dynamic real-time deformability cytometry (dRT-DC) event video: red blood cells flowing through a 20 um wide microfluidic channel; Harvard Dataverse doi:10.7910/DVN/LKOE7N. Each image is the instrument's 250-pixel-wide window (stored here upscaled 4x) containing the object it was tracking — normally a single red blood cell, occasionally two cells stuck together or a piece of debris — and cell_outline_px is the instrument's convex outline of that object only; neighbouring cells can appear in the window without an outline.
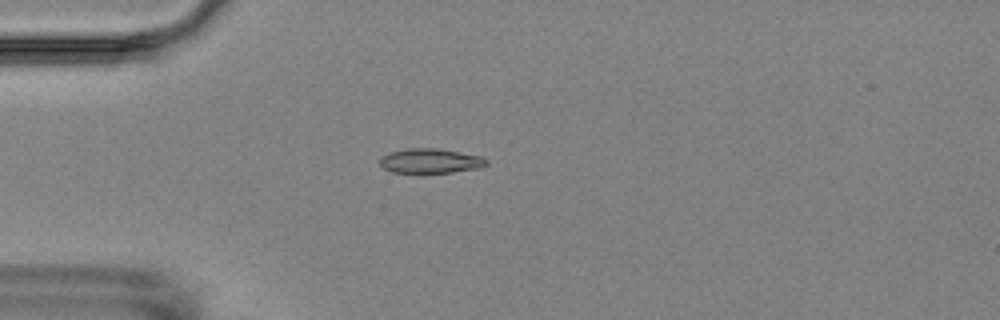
{"species": "Egyptian fruit bat (a non-hibernating species)", "species_latin": "Rousettus aegyptiacus", "temperature_condition": "room temperature", "stored_images_in_passage": 3, "camera_frame_rate_fps": 3000, "um_per_image_px": 0.085, "animal": {"sex": "female"}, "frame": {"image": 1, "passage_image": 3, "time_ms": 2.0, "image_size_px": [1000, 320], "cell_outline_px": [[488, 164], [480, 168], [452, 172], [392, 172], [384, 168], [380, 164], [380, 156], [388, 152], [408, 148], [436, 148], [480, 156], [488, 160]], "centroid_in_image_um": [36.57, 13.67], "position_along_channel_um": 48.4, "area_um2": 15.2}}